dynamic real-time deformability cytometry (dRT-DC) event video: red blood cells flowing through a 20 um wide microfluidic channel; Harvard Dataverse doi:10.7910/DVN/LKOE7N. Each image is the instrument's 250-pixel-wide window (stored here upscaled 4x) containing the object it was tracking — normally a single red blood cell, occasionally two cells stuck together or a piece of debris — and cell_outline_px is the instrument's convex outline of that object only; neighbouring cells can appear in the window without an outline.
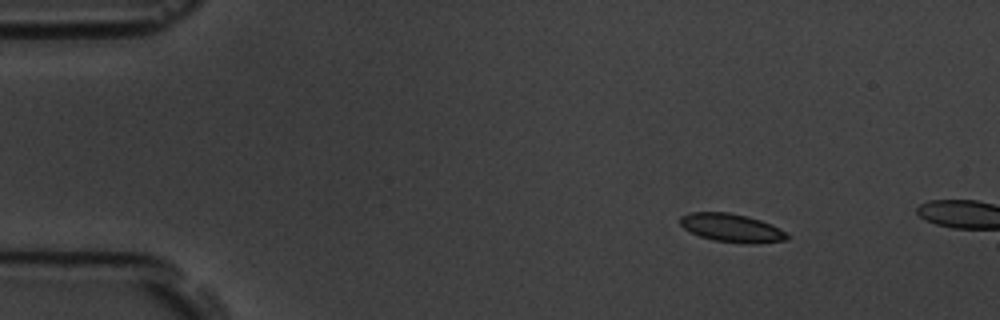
{"species": "common noctule bat (a hibernating species)", "species_latin": "Nyctalus noctula", "temperature_condition": "room temperature", "stored_images_in_passage": 4, "camera_frame_rate_fps": 3000, "um_per_image_px": 0.085, "animal": {"sex": "male", "body_mass_g": 19.5, "forearm_length_mm": 54.6}, "frame": {"image": 1, "passage_image": 2, "time_ms": 1.0, "image_size_px": [1000, 320], "cell_outline_px": [[792, 236], [788, 240], [712, 240], [688, 232], [680, 224], [680, 216], [688, 212], [728, 212], [748, 216], [772, 224], [780, 228]], "centroid_in_image_um": [62.1, 19.3], "position_along_channel_um": 22.9, "area_um2": 16.88}}